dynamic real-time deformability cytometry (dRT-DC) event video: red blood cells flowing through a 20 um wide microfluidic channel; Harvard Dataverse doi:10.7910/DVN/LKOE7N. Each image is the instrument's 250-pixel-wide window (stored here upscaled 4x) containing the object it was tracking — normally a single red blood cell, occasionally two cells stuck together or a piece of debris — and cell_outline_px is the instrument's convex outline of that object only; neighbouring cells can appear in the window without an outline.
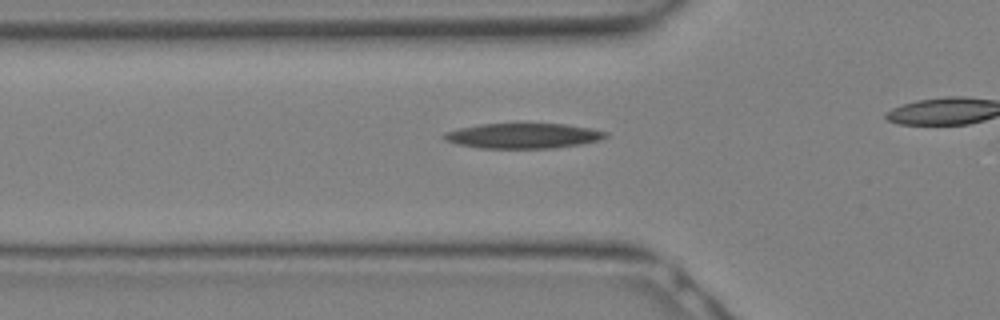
{"species": "Egyptian fruit bat (a non-hibernating species)", "species_latin": "Rousettus aegyptiacus", "temperature_condition": "warm", "stored_images_in_passage": 13, "camera_frame_rate_fps": 3000, "um_per_image_px": 0.085, "animal": {"sex": "female"}, "frame": {"image": 1, "passage_image": 6, "time_ms": 1.667, "image_size_px": [1000, 320], "cell_outline_px": [[608, 136], [600, 140], [580, 144], [552, 148], [480, 148], [456, 144], [444, 140], [440, 136], [444, 132], [460, 128], [480, 124], [564, 124], [592, 128], [608, 132]], "centroid_in_image_um": [44.45, 11.54], "position_along_channel_um": 81.4, "area_um2": 23.76}}
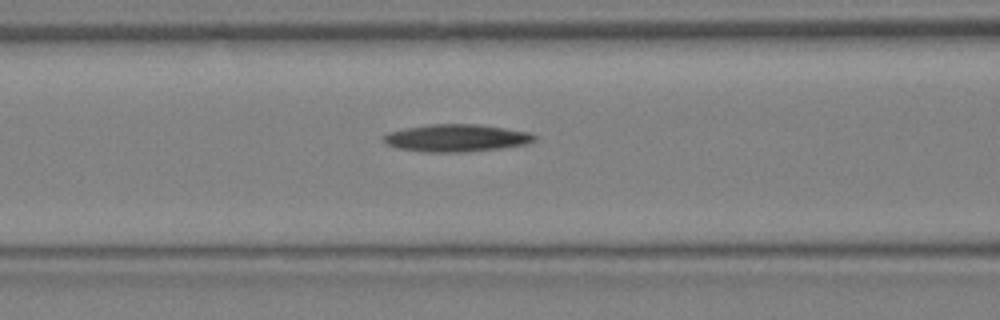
{"frame": {"image": 2, "passage_image": 8, "time_ms": 2.333, "image_size_px": [1000, 320], "cell_outline_px": [[536, 140], [528, 144], [500, 148], [468, 152], [424, 152], [396, 148], [380, 140], [380, 136], [388, 132], [404, 128], [428, 124], [480, 124], [528, 132], [536, 136]], "centroid_in_image_um": [38.74, 11.73], "position_along_channel_um": 127.9, "area_um2": 24.39}}
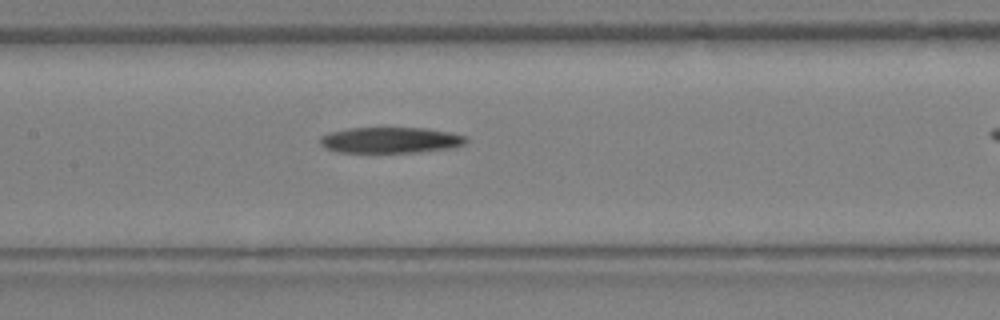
{"frame": {"image": 3, "passage_image": 10, "time_ms": 3.0, "image_size_px": [1000, 320], "cell_outline_px": [[468, 140], [464, 144], [452, 148], [416, 152], [340, 152], [324, 148], [320, 144], [320, 136], [328, 132], [348, 128], [428, 128], [452, 132], [468, 136]], "centroid_in_image_um": [33.21, 11.9], "position_along_channel_um": 174.2, "area_um2": 22.25}}